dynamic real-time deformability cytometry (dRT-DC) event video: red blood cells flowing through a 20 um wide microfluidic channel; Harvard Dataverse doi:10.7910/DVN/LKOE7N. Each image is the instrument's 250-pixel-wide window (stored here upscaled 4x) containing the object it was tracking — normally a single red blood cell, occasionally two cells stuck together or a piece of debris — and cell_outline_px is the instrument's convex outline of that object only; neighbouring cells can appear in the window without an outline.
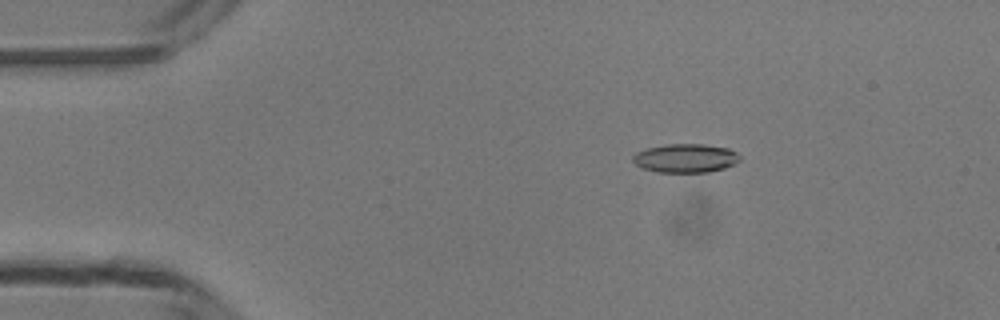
{"species": "common noctule bat (a hibernating species)", "species_latin": "Nyctalus noctula", "temperature_condition": "room temperature", "stored_images_in_passage": 49, "camera_frame_rate_fps": 3000, "um_per_image_px": 0.085, "animal": {"sex": "male", "body_mass_g": 13.3}, "frame": {"image": 1, "passage_image": 9, "time_ms": 2.667, "image_size_px": [1000, 320], "cell_outline_px": [[740, 160], [724, 168], [708, 172], [656, 172], [644, 168], [636, 164], [632, 160], [632, 156], [636, 152], [648, 148], [668, 144], [704, 144], [728, 148], [736, 152], [740, 156]], "centroid_in_image_um": [58.27, 13.44], "position_along_channel_um": 26.7, "area_um2": 17.8}}
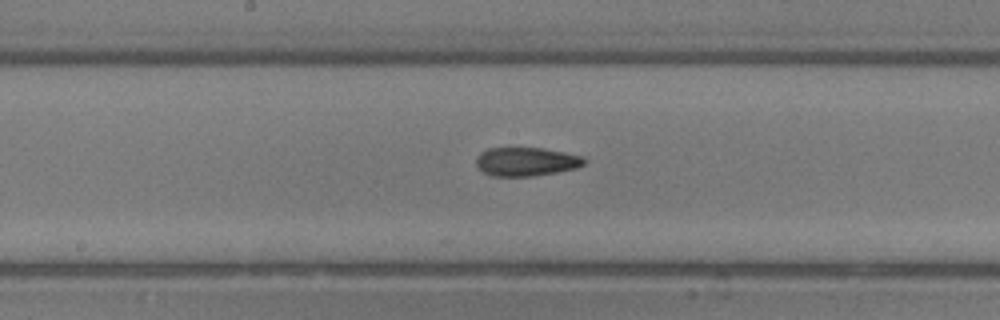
{"frame": {"image": 2, "passage_image": 26, "time_ms": 8.333, "image_size_px": [1000, 320], "cell_outline_px": [[588, 160], [584, 164], [576, 168], [556, 172], [532, 176], [492, 176], [484, 172], [476, 164], [476, 156], [480, 152], [488, 148], [544, 148], [584, 156]], "centroid_in_image_um": [44.75, 13.73], "position_along_channel_um": 203.5, "area_um2": 18.15}}
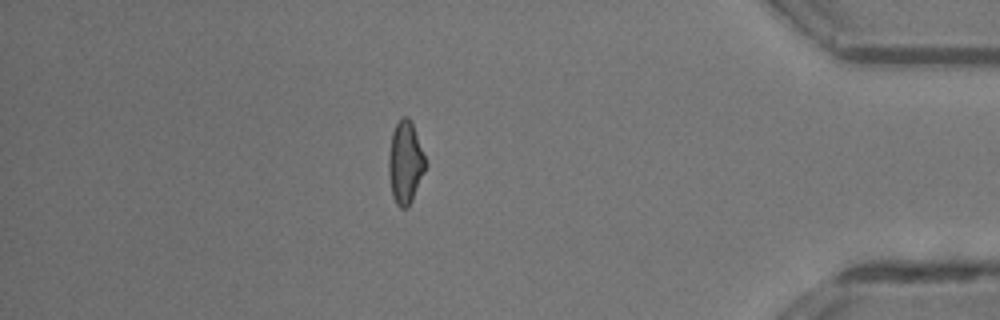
{"frame": {"image": 3, "passage_image": 43, "time_ms": 14.0, "image_size_px": [1000, 320], "cell_outline_px": [[428, 164], [412, 200], [408, 208], [400, 208], [396, 204], [392, 196], [388, 172], [388, 156], [392, 132], [400, 116], [408, 116], [412, 124]], "centroid_in_image_um": [34.44, 13.83], "position_along_channel_um": 400.8, "area_um2": 17.86}, "authors_computed_cell_mechanics": {"area_um2": 17.8602, "velocity_mm_per_s": 4.2272, "shape_relaxation_time_tau1_ms": 6.6084, "shape_relaxation_time_tau2_ms": 2.9425, "deformation_change_tau1": 0.2001, "deformation_change_tau2": 0.1061}}